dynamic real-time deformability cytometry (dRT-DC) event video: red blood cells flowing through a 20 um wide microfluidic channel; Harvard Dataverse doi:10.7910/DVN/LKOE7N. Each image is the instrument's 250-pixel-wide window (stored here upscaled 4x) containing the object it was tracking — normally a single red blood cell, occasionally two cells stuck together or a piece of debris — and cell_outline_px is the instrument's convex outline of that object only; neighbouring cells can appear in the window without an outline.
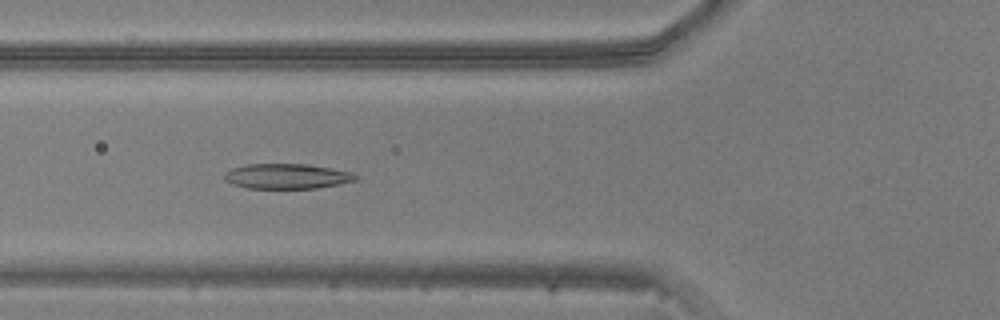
{"species": "common noctule bat (a hibernating species)", "species_latin": "Nyctalus noctula", "temperature_condition": "warm", "stored_images_in_passage": 40, "camera_frame_rate_fps": 3000, "um_per_image_px": 0.085, "animal": {"sex": "male", "body_mass_g": 20.5, "forearm_length_mm": 52.5}, "frame": {"image": 1, "passage_image": 16, "time_ms": 5.0, "image_size_px": [1000, 320], "cell_outline_px": [[360, 176], [356, 180], [316, 188], [248, 188], [232, 184], [224, 180], [224, 172], [232, 168], [248, 164], [304, 164], [352, 172]], "centroid_in_image_um": [24.35, 14.98], "position_along_channel_um": 101.5, "area_um2": 19.02}}
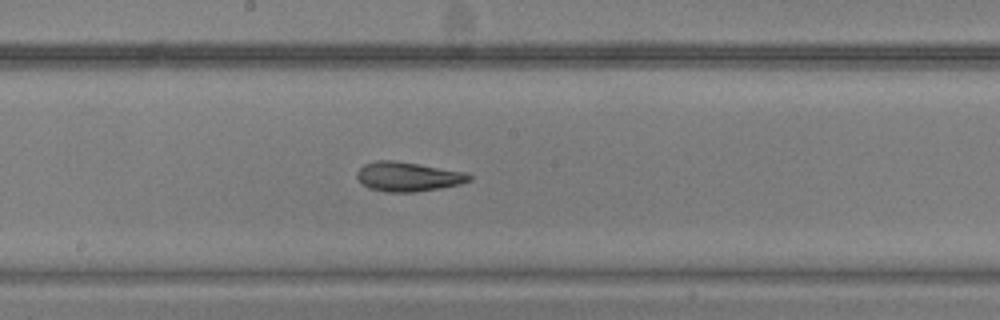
{"frame": {"image": 2, "passage_image": 24, "time_ms": 7.667, "image_size_px": [1000, 320], "cell_outline_px": [[472, 180], [460, 184], [440, 188], [416, 192], [384, 192], [368, 188], [356, 176], [356, 172], [364, 164], [376, 160], [396, 160], [420, 164], [464, 172], [472, 176]], "centroid_in_image_um": [34.67, 15.01], "position_along_channel_um": 213.5, "area_um2": 19.31}}
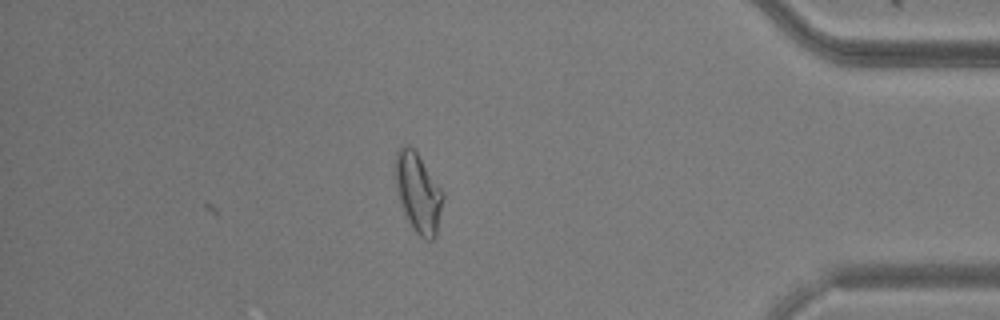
{"frame": {"image": 3, "passage_image": 40, "time_ms": 13.0, "image_size_px": [1000, 320], "cell_outline_px": [[444, 196], [436, 236], [432, 240], [424, 240], [416, 232], [408, 220], [404, 212], [396, 188], [396, 152], [404, 144], [408, 144], [416, 152], [444, 192]], "centroid_in_image_um": [35.56, 16.4], "position_along_channel_um": 399.6, "area_um2": 21.68}}